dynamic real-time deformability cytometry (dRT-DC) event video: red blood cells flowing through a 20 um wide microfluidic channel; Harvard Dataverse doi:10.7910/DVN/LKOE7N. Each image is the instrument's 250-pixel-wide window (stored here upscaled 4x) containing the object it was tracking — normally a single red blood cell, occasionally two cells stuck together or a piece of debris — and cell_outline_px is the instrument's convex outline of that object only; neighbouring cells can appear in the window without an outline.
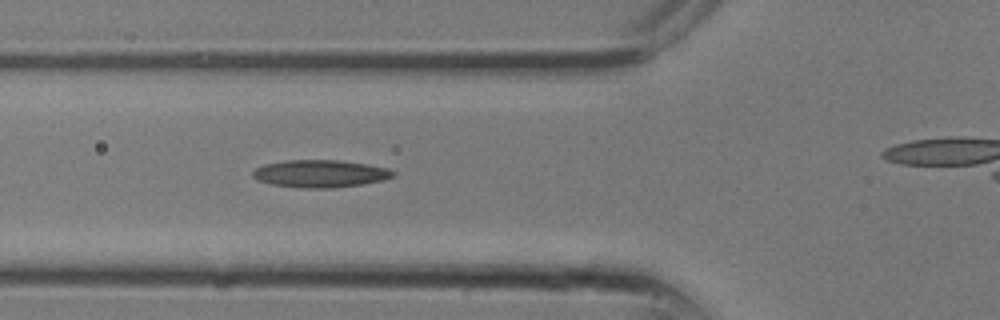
{"species": "common noctule bat (a hibernating species)", "species_latin": "Nyctalus noctula", "temperature_condition": "room temperature", "stored_images_in_passage": 6, "camera_frame_rate_fps": 3000, "um_per_image_px": 0.085, "animal": {"sex": "male", "body_mass_g": 13.3}, "frame": {"image": 1, "passage_image": 6, "time_ms": 1.667, "image_size_px": [1000, 320], "cell_outline_px": [[396, 176], [384, 180], [364, 184], [332, 188], [300, 188], [272, 184], [260, 180], [252, 176], [252, 172], [256, 168], [264, 164], [284, 160], [340, 160], [368, 164], [388, 168], [396, 172]], "centroid_in_image_um": [27.27, 14.76], "position_along_channel_um": 98.5, "area_um2": 22.66}}